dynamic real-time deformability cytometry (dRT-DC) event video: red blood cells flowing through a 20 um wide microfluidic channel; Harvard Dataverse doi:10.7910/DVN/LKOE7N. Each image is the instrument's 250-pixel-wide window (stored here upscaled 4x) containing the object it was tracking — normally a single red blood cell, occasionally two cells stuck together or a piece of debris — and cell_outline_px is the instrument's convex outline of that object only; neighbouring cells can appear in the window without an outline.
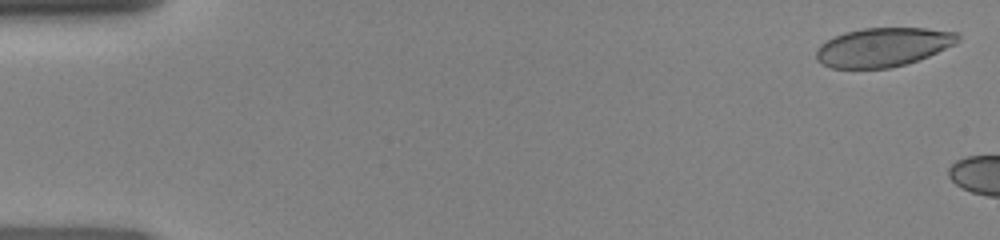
{"species": "human", "species_latin": "Homo sapiens", "temperature_condition": "room temperature", "stored_images_in_passage": 9, "camera_frame_rate_fps": 3000, "um_per_image_px": 0.085, "donor": {"sex": "female"}, "frame": {"image": 1, "passage_image": 1, "time_ms": 0.0, "image_size_px": [1000, 240], "cell_outline_px": [[960, 40], [956, 44], [928, 56], [904, 64], [888, 68], [832, 68], [820, 64], [816, 60], [816, 48], [820, 44], [844, 32], [864, 28], [924, 28], [960, 32]], "centroid_in_image_um": [75.06, 4.0], "position_along_channel_um": 9.9, "area_um2": 32.19}}